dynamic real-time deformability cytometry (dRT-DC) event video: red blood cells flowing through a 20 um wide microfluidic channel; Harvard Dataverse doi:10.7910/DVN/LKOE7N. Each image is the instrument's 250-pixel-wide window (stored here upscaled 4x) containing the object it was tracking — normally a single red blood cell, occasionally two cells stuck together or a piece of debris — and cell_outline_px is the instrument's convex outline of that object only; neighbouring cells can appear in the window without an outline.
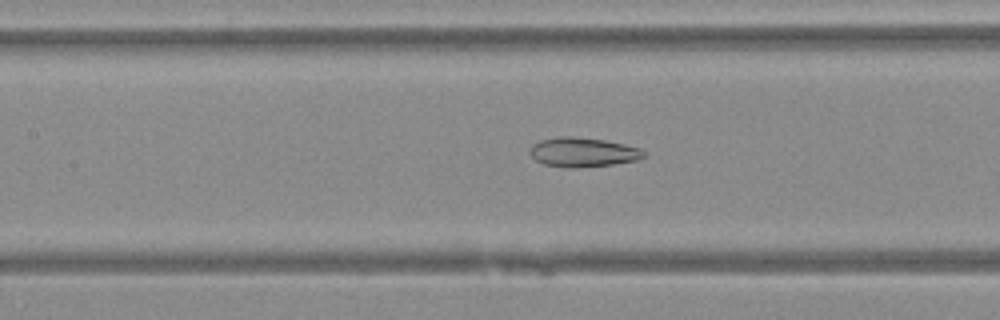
{"species": "Egyptian fruit bat (a non-hibernating species)", "species_latin": "Rousettus aegyptiacus", "temperature_condition": "warm", "stored_images_in_passage": 44, "camera_frame_rate_fps": 3000, "um_per_image_px": 0.085, "animal": {"sex": "female"}, "frame": {"image": 1, "passage_image": 18, "time_ms": 5.667, "image_size_px": [1000, 320], "cell_outline_px": [[648, 156], [636, 160], [612, 164], [576, 168], [564, 168], [544, 164], [536, 160], [528, 152], [532, 144], [540, 140], [560, 136], [572, 136], [604, 140], [624, 144], [640, 148]], "centroid_in_image_um": [49.53, 12.94], "position_along_channel_um": 157.9, "area_um2": 19.59}}
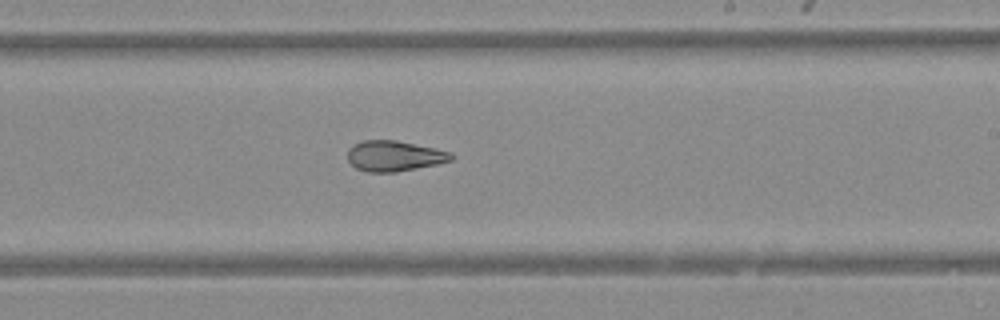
{"frame": {"image": 2, "passage_image": 25, "time_ms": 8.0, "image_size_px": [1000, 320], "cell_outline_px": [[456, 156], [452, 160], [436, 164], [396, 172], [368, 172], [356, 168], [348, 160], [348, 148], [352, 144], [364, 140], [396, 140], [436, 148], [452, 152]], "centroid_in_image_um": [33.53, 13.25], "position_along_channel_um": 255.5, "area_um2": 18.55}}
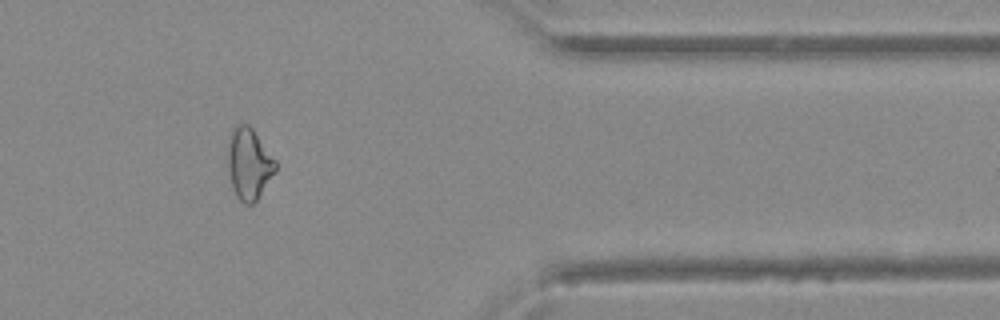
{"frame": {"image": 3, "passage_image": 36, "time_ms": 11.667, "image_size_px": [1000, 320], "cell_outline_px": [[276, 172], [256, 200], [252, 204], [244, 204], [236, 196], [232, 188], [228, 168], [228, 136], [232, 128], [236, 124], [248, 124], [252, 128], [276, 160]], "centroid_in_image_um": [21.15, 13.9], "position_along_channel_um": 390.3, "area_um2": 19.94}}